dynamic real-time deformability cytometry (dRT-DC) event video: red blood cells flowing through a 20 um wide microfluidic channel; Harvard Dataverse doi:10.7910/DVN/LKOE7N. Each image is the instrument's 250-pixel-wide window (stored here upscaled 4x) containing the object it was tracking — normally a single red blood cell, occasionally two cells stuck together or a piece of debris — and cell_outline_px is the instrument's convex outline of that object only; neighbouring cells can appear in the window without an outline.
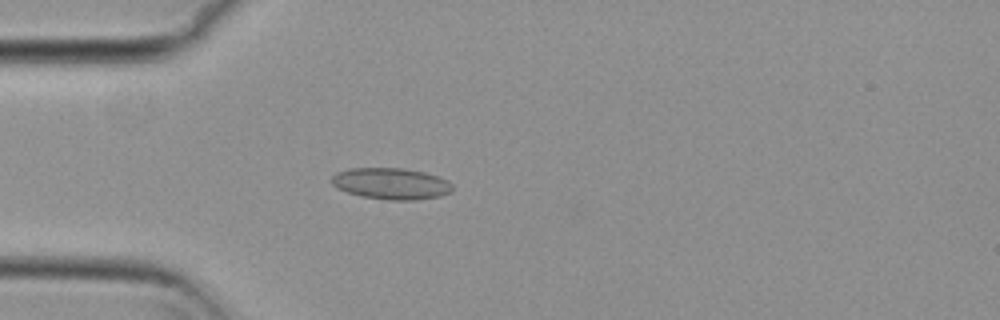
{"species": "common noctule bat (a hibernating species)", "species_latin": "Nyctalus noctula", "temperature_condition": "cold", "stored_images_in_passage": 40, "camera_frame_rate_fps": 3000, "um_per_image_px": 0.085, "animal": {"sex": "female", "body_mass_g": 29.2, "forearm_length_mm": 56.3}, "frame": {"image": 1, "passage_image": 1, "time_ms": 0.0, "image_size_px": [1000, 320], "cell_outline_px": [[452, 192], [440, 196], [416, 200], [392, 200], [360, 196], [336, 188], [332, 184], [332, 176], [336, 172], [348, 168], [404, 168], [424, 172], [448, 180], [452, 184]], "centroid_in_image_um": [33.24, 15.6], "position_along_channel_um": 51.8, "area_um2": 22.2}}
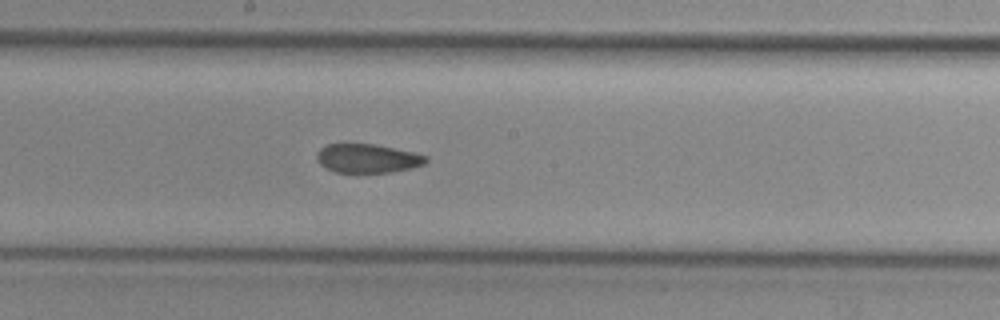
{"frame": {"image": 2, "passage_image": 15, "time_ms": 4.667, "image_size_px": [1000, 320], "cell_outline_px": [[428, 160], [424, 164], [412, 168], [388, 172], [336, 172], [320, 164], [316, 160], [316, 152], [320, 148], [328, 144], [376, 144], [412, 152], [428, 156]], "centroid_in_image_um": [31.23, 13.45], "position_along_channel_um": 217.0, "area_um2": 18.26}}
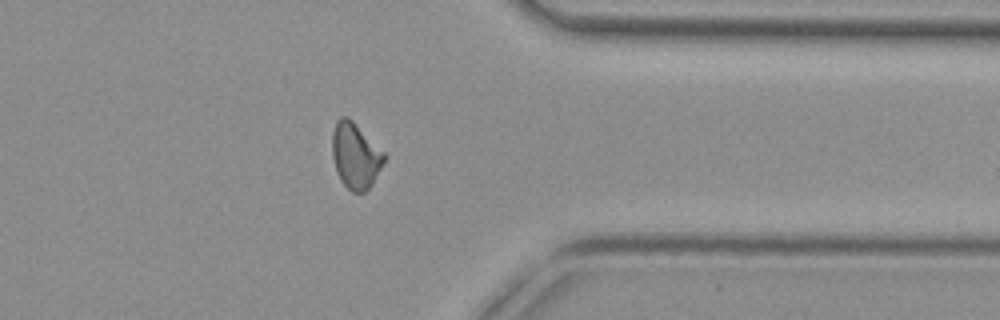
{"frame": {"image": 3, "passage_image": 29, "time_ms": 9.333, "image_size_px": [1000, 320], "cell_outline_px": [[388, 156], [372, 184], [364, 192], [352, 192], [340, 180], [336, 172], [332, 156], [332, 132], [336, 120], [340, 116], [348, 116]], "centroid_in_image_um": [30.2, 13.22], "position_along_channel_um": 381.2, "area_um2": 20.06}, "authors_computed_cell_mechanics": {"area_um2": 19.5942, "velocity_mm_per_s": 3.7395, "shape_relaxation_time_tau1_ms": null, "shape_relaxation_time_tau2_ms": 2.0905, "deformation_change_tau1": null, "deformation_change_tau2": 0.0793}}